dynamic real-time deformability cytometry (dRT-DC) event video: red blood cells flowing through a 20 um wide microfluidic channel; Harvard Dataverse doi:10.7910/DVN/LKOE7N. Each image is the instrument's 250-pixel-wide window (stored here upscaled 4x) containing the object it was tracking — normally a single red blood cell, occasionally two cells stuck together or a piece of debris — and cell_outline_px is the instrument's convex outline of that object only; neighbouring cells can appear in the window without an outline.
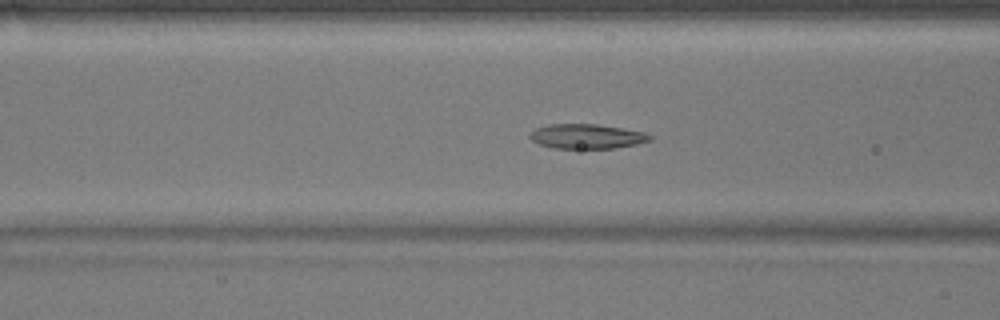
{"species": "common noctule bat (a hibernating species)", "species_latin": "Nyctalus noctula", "temperature_condition": "warm", "stored_images_in_passage": 52, "camera_frame_rate_fps": 3000, "um_per_image_px": 0.085, "animal": {"sex": "male", "body_mass_g": 17.9}, "frame": {"image": 1, "passage_image": 20, "time_ms": 6.333, "image_size_px": [1000, 320], "cell_outline_px": [[652, 140], [636, 144], [616, 148], [552, 148], [540, 144], [532, 140], [528, 136], [536, 128], [548, 124], [596, 124], [644, 132], [652, 136]], "centroid_in_image_um": [49.87, 11.59], "position_along_channel_um": 116.7, "area_um2": 17.11}}
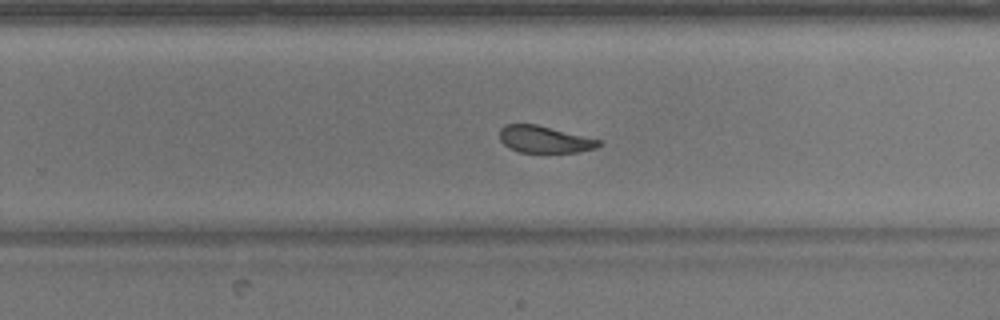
{"frame": {"image": 2, "passage_image": 33, "time_ms": 10.667, "image_size_px": [1000, 320], "cell_outline_px": [[600, 144], [596, 148], [576, 152], [520, 152], [508, 148], [500, 140], [500, 128], [504, 124], [536, 124], [600, 140]], "centroid_in_image_um": [46.23, 11.84], "position_along_channel_um": 283.6, "area_um2": 15.37}}
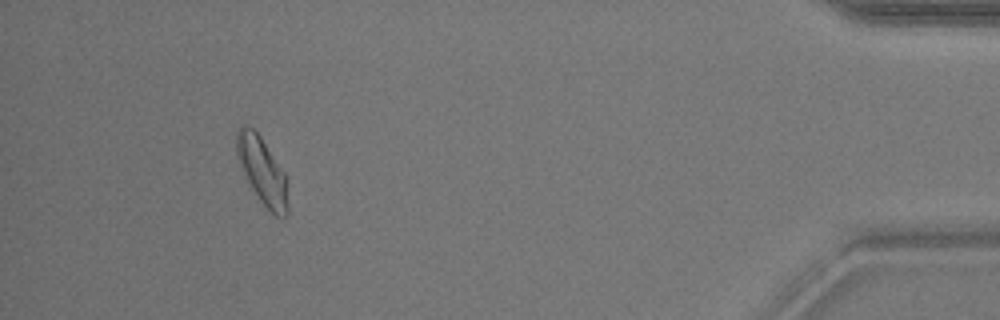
{"frame": {"image": 3, "passage_image": 48, "time_ms": 15.667, "image_size_px": [1000, 320], "cell_outline_px": [[288, 216], [276, 216], [260, 200], [252, 188], [240, 164], [236, 152], [236, 132], [244, 124], [248, 124], [260, 136], [284, 172], [288, 204]], "centroid_in_image_um": [22.28, 14.49], "position_along_channel_um": 412.9, "area_um2": 19.42}, "authors_computed_cell_mechanics": {"area_um2": 18.207, "velocity_mm_per_s": 3.85, "shape_relaxation_time_tau1_ms": 4.8204, "shape_relaxation_time_tau2_ms": 1.8635, "deformation_change_tau1": 0.1407, "deformation_change_tau2": 0.0874}}